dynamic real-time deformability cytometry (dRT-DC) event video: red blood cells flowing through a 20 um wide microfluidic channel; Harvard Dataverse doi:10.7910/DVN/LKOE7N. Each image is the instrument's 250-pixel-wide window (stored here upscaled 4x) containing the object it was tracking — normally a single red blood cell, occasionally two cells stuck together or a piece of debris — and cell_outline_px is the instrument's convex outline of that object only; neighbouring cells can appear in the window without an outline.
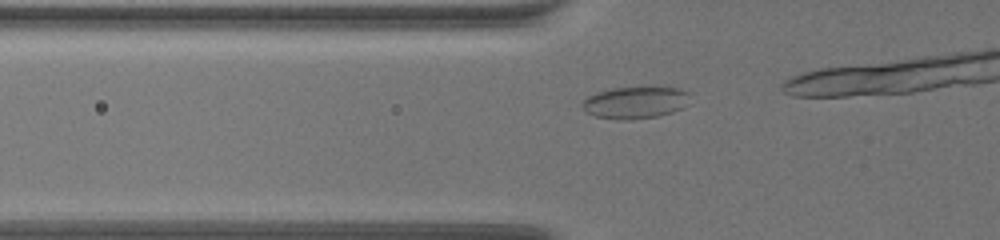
{"species": "common noctule bat (a hibernating species)", "species_latin": "Nyctalus noctula", "temperature_condition": "warm", "stored_images_in_passage": 10, "camera_frame_rate_fps": 3000, "um_per_image_px": 0.085, "animal": {"sex": "female", "body_mass_g": 19.5, "forearm_length_mm": 54.1}, "frame": {"image": 1, "passage_image": 4, "time_ms": 1.0, "image_size_px": [1000, 240], "cell_outline_px": [[688, 104], [672, 112], [656, 116], [632, 120], [616, 120], [596, 116], [588, 112], [580, 104], [588, 96], [612, 88], [644, 84], [676, 88], [688, 92]], "centroid_in_image_um": [54.01, 8.67], "position_along_channel_um": 71.8, "area_um2": 20.58}}
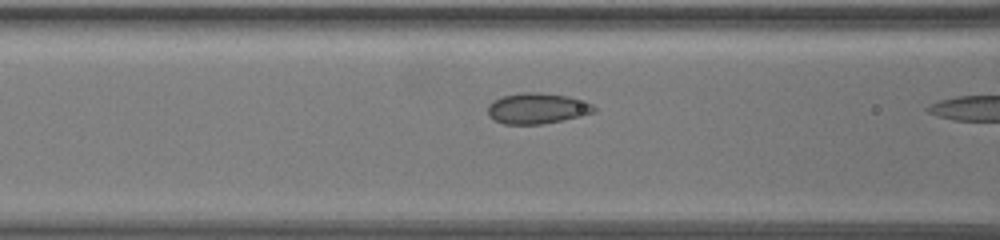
{"frame": {"image": 2, "passage_image": 9, "time_ms": 2.667, "image_size_px": [1000, 240], "cell_outline_px": [[596, 112], [580, 116], [540, 124], [504, 124], [496, 120], [488, 112], [488, 104], [504, 96], [520, 92], [536, 92], [568, 96], [592, 104], [596, 108]], "centroid_in_image_um": [45.68, 9.21], "position_along_channel_um": 120.9, "area_um2": 18.67}}